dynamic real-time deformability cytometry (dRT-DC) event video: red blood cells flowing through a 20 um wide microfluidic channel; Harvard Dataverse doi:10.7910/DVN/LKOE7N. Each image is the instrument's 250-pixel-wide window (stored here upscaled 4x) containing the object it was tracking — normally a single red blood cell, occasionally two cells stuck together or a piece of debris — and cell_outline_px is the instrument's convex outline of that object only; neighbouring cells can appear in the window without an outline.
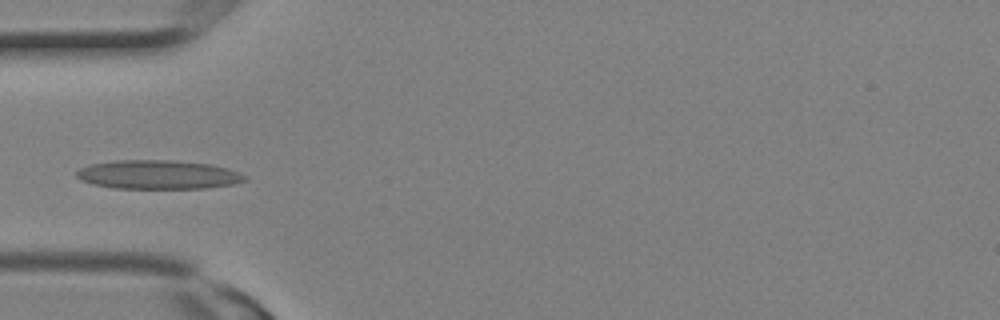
{"species": "Egyptian fruit bat (a non-hibernating species)", "species_latin": "Rousettus aegyptiacus", "temperature_condition": "room temperature", "stored_images_in_passage": 3, "camera_frame_rate_fps": 3000, "um_per_image_px": 0.085, "animal": {"sex": "female"}, "frame": {"image": 1, "passage_image": 3, "time_ms": 0.667, "image_size_px": [1000, 320], "cell_outline_px": [[248, 176], [244, 180], [232, 184], [204, 188], [116, 188], [92, 184], [80, 180], [76, 176], [76, 172], [80, 168], [92, 164], [112, 160], [176, 160], [212, 164], [228, 168]], "centroid_in_image_um": [13.43, 14.83], "position_along_channel_um": 71.6, "area_um2": 28.38}}